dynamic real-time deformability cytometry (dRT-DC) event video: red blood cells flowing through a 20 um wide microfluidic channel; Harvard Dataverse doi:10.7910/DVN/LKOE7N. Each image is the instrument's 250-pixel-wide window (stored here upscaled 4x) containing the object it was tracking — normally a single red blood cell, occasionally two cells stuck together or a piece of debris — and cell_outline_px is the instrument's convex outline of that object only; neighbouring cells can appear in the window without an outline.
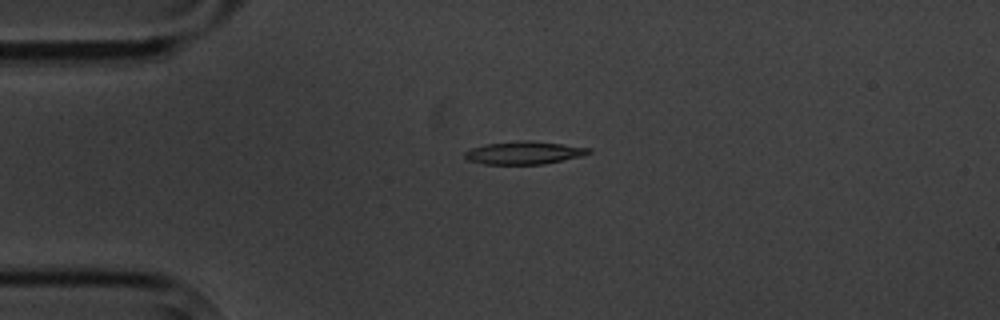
{"species": "common noctule bat (a hibernating species)", "species_latin": "Nyctalus noctula", "temperature_condition": "cold", "stored_images_in_passage": 6, "camera_frame_rate_fps": 3000, "um_per_image_px": 0.085, "animal": {"sex": "male", "body_mass_g": 20.1, "forearm_length_mm": 53.5}, "frame": {"image": 1, "passage_image": 6, "time_ms": 6.667, "image_size_px": [1000, 320], "cell_outline_px": [[592, 152], [580, 156], [544, 164], [484, 164], [468, 160], [464, 156], [464, 152], [472, 148], [484, 144], [520, 140], [528, 140], [592, 148]], "centroid_in_image_um": [44.52, 12.98], "position_along_channel_um": 40.5, "area_um2": 16.42}}